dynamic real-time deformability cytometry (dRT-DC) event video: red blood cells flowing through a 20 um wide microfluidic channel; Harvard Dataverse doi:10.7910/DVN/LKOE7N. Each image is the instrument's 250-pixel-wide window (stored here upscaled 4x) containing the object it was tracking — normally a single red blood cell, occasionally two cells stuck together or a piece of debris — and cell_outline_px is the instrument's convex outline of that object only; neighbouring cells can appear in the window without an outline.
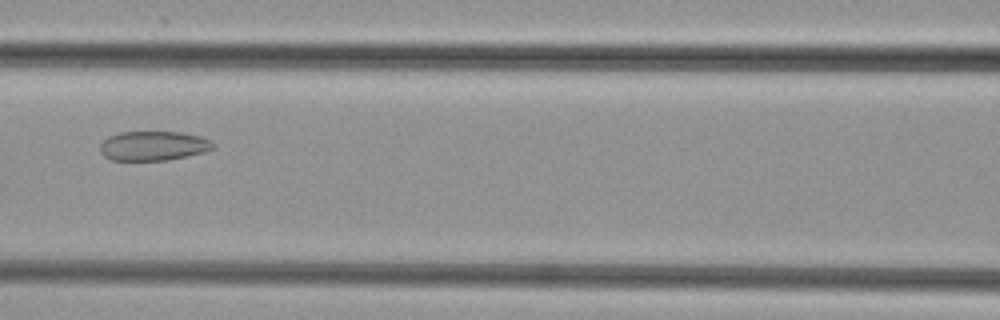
{"species": "common noctule bat (a hibernating species)", "species_latin": "Nyctalus noctula", "temperature_condition": "cold", "stored_images_in_passage": 34, "camera_frame_rate_fps": 3000, "um_per_image_px": 0.085, "animal": {"sex": "female", "body_mass_g": 29.2, "forearm_length_mm": 56.3}, "frame": {"image": 1, "passage_image": 11, "time_ms": 3.333, "image_size_px": [1000, 320], "cell_outline_px": [[216, 148], [204, 152], [168, 160], [112, 160], [104, 156], [100, 152], [100, 144], [108, 136], [120, 132], [180, 132], [200, 136], [216, 144]], "centroid_in_image_um": [13.04, 12.39], "position_along_channel_um": 153.6, "area_um2": 19.42}}
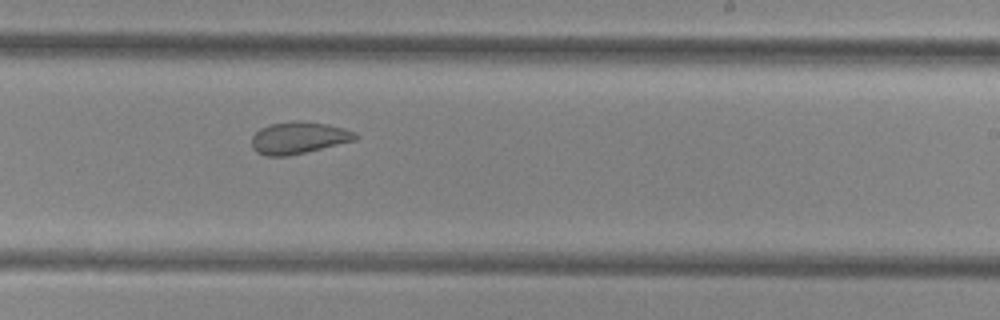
{"frame": {"image": 2, "passage_image": 19, "time_ms": 6.0, "image_size_px": [1000, 320], "cell_outline_px": [[360, 136], [356, 140], [288, 156], [268, 156], [256, 152], [252, 148], [252, 136], [260, 128], [268, 124], [328, 124], [344, 128], [356, 132]], "centroid_in_image_um": [25.39, 11.76], "position_along_channel_um": 263.6, "area_um2": 18.55}}
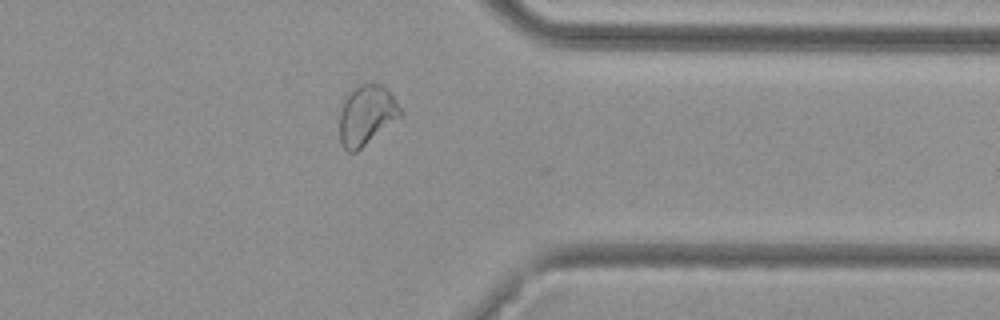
{"frame": {"image": 3, "passage_image": 28, "time_ms": 9.0, "image_size_px": [1000, 320], "cell_outline_px": [[400, 116], [356, 152], [348, 152], [344, 148], [340, 140], [340, 112], [344, 100], [348, 92], [352, 88], [360, 84], [380, 84], [392, 96], [400, 108]], "centroid_in_image_um": [31.1, 9.78], "position_along_channel_um": 380.3, "area_um2": 20.63}}